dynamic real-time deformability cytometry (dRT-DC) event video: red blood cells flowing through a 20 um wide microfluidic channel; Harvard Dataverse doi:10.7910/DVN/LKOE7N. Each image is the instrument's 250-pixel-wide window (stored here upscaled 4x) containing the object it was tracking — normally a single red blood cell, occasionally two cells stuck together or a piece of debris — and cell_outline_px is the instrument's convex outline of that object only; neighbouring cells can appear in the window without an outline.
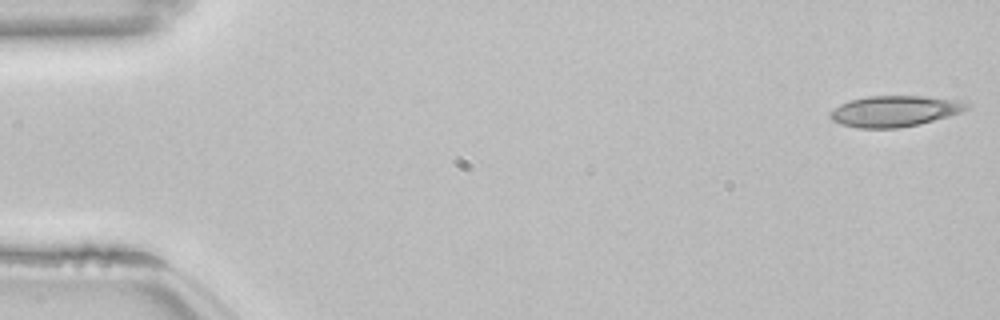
{"species": "common noctule bat (a hibernating species)", "species_latin": "Nyctalus noctula", "temperature_condition": "room temperature", "stored_images_in_passage": 54, "camera_frame_rate_fps": 3000, "um_per_image_px": 0.085, "animal": {"sex": "female", "body_mass_g": 22.7, "forearm_length_mm": 54.2}, "frame": {"image": 1, "passage_image": 1, "time_ms": 0.0, "image_size_px": [1000, 320], "cell_outline_px": [[968, 108], [960, 112], [948, 116], [920, 124], [900, 128], [856, 128], [840, 124], [832, 120], [828, 116], [828, 112], [840, 104], [852, 100], [868, 96], [924, 96], [960, 100], [968, 104]], "centroid_in_image_um": [76.0, 9.45], "position_along_channel_um": 9.0, "area_um2": 24.68}}
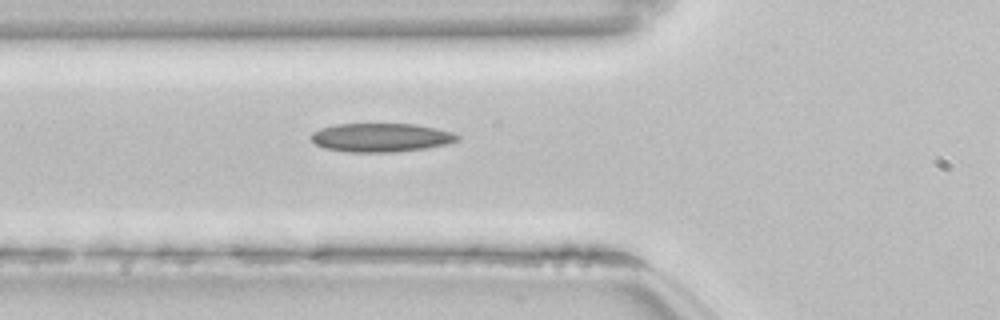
{"frame": {"image": 2, "passage_image": 19, "time_ms": 6.0, "image_size_px": [1000, 320], "cell_outline_px": [[460, 140], [448, 144], [424, 148], [392, 152], [348, 152], [324, 148], [316, 144], [312, 140], [312, 132], [320, 128], [336, 124], [412, 124], [436, 128], [452, 132], [460, 136]], "centroid_in_image_um": [32.39, 11.69], "position_along_channel_um": 93.4, "area_um2": 24.39}}
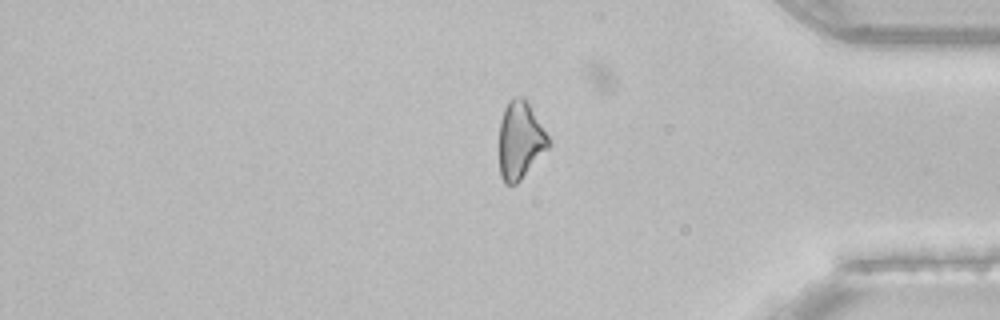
{"frame": {"image": 3, "passage_image": 44, "time_ms": 14.333, "image_size_px": [1000, 320], "cell_outline_px": [[552, 144], [520, 180], [516, 184], [504, 184], [500, 176], [500, 120], [504, 108], [508, 100], [516, 96], [524, 96], [548, 136]], "centroid_in_image_um": [44.21, 11.91], "position_along_channel_um": 391.0, "area_um2": 22.2}, "authors_computed_cell_mechanics": {"area_um2": 23.2934, "velocity_mm_per_s": 3.8511, "shape_relaxation_time_tau1_ms": null, "shape_relaxation_time_tau2_ms": 7.5879, "deformation_change_tau1": null, "deformation_change_tau2": 0.1814}}